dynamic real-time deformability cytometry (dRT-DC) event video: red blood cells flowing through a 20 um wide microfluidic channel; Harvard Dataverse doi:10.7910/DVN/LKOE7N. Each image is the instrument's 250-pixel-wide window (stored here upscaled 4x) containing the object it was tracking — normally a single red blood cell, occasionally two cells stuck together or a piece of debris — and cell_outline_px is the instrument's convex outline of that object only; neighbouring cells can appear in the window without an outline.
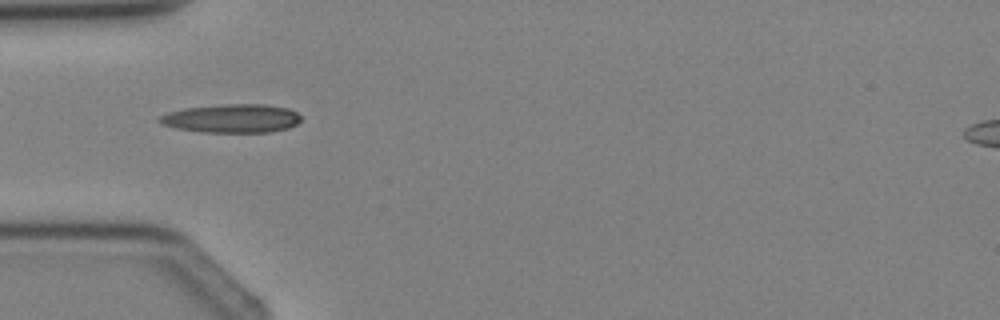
{"species": "Egyptian fruit bat (a non-hibernating species)", "species_latin": "Rousettus aegyptiacus", "temperature_condition": "cold", "stored_images_in_passage": 3, "camera_frame_rate_fps": 3000, "um_per_image_px": 0.085, "animal": {"sex": "female"}, "frame": {"image": 1, "passage_image": 2, "time_ms": 2.0, "image_size_px": [1000, 320], "cell_outline_px": [[300, 120], [296, 124], [288, 128], [268, 132], [204, 132], [176, 128], [164, 124], [156, 120], [160, 116], [168, 112], [184, 108], [224, 104], [264, 104], [288, 108], [296, 112], [300, 116]], "centroid_in_image_um": [19.7, 10.06], "position_along_channel_um": 65.3, "area_um2": 23.47}}
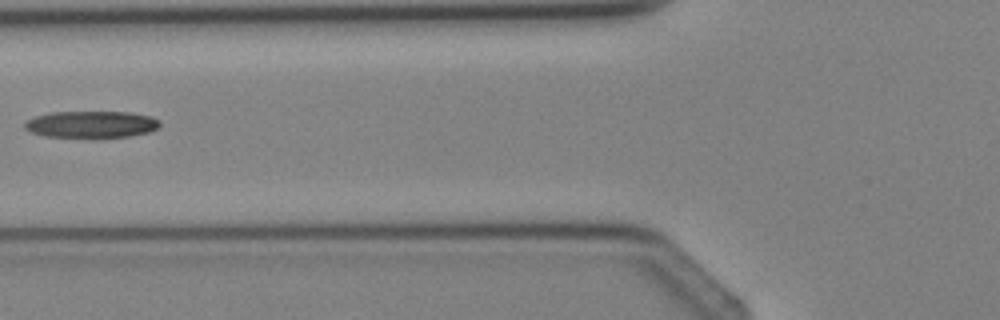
{"frame": {"image": 2, "passage_image": 3, "time_ms": 3.0, "image_size_px": [1000, 320], "cell_outline_px": [[160, 124], [156, 128], [148, 132], [128, 136], [48, 136], [32, 132], [24, 128], [24, 124], [28, 120], [36, 116], [52, 112], [128, 112], [152, 116], [160, 120]], "centroid_in_image_um": [7.79, 10.54], "position_along_channel_um": 118.0, "area_um2": 20.52}}